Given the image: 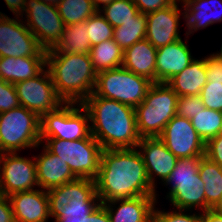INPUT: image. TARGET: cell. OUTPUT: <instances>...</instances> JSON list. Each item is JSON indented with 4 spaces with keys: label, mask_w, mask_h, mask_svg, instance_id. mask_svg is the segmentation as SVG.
Wrapping results in <instances>:
<instances>
[{
    "label": "cell",
    "mask_w": 222,
    "mask_h": 222,
    "mask_svg": "<svg viewBox=\"0 0 222 222\" xmlns=\"http://www.w3.org/2000/svg\"><path fill=\"white\" fill-rule=\"evenodd\" d=\"M189 46L181 39L159 47L156 53V83H167L193 60Z\"/></svg>",
    "instance_id": "cell-18"
},
{
    "label": "cell",
    "mask_w": 222,
    "mask_h": 222,
    "mask_svg": "<svg viewBox=\"0 0 222 222\" xmlns=\"http://www.w3.org/2000/svg\"><path fill=\"white\" fill-rule=\"evenodd\" d=\"M20 106L14 84L0 79V113Z\"/></svg>",
    "instance_id": "cell-38"
},
{
    "label": "cell",
    "mask_w": 222,
    "mask_h": 222,
    "mask_svg": "<svg viewBox=\"0 0 222 222\" xmlns=\"http://www.w3.org/2000/svg\"><path fill=\"white\" fill-rule=\"evenodd\" d=\"M157 49L145 38L124 50L122 66L156 83Z\"/></svg>",
    "instance_id": "cell-22"
},
{
    "label": "cell",
    "mask_w": 222,
    "mask_h": 222,
    "mask_svg": "<svg viewBox=\"0 0 222 222\" xmlns=\"http://www.w3.org/2000/svg\"><path fill=\"white\" fill-rule=\"evenodd\" d=\"M201 222H222V215L214 211L206 210L201 213Z\"/></svg>",
    "instance_id": "cell-45"
},
{
    "label": "cell",
    "mask_w": 222,
    "mask_h": 222,
    "mask_svg": "<svg viewBox=\"0 0 222 222\" xmlns=\"http://www.w3.org/2000/svg\"><path fill=\"white\" fill-rule=\"evenodd\" d=\"M202 157L180 158L163 184L170 185L167 198L175 209L188 213L193 209L205 211V184L199 174Z\"/></svg>",
    "instance_id": "cell-5"
},
{
    "label": "cell",
    "mask_w": 222,
    "mask_h": 222,
    "mask_svg": "<svg viewBox=\"0 0 222 222\" xmlns=\"http://www.w3.org/2000/svg\"><path fill=\"white\" fill-rule=\"evenodd\" d=\"M9 10L15 17H23V12L26 7V0H4Z\"/></svg>",
    "instance_id": "cell-44"
},
{
    "label": "cell",
    "mask_w": 222,
    "mask_h": 222,
    "mask_svg": "<svg viewBox=\"0 0 222 222\" xmlns=\"http://www.w3.org/2000/svg\"><path fill=\"white\" fill-rule=\"evenodd\" d=\"M178 5L174 2L166 8L146 14L145 38L156 49L181 39L178 28L180 16H184V13Z\"/></svg>",
    "instance_id": "cell-15"
},
{
    "label": "cell",
    "mask_w": 222,
    "mask_h": 222,
    "mask_svg": "<svg viewBox=\"0 0 222 222\" xmlns=\"http://www.w3.org/2000/svg\"><path fill=\"white\" fill-rule=\"evenodd\" d=\"M99 12L104 14L103 17L111 26L117 27L134 19L139 10L133 0H114Z\"/></svg>",
    "instance_id": "cell-33"
},
{
    "label": "cell",
    "mask_w": 222,
    "mask_h": 222,
    "mask_svg": "<svg viewBox=\"0 0 222 222\" xmlns=\"http://www.w3.org/2000/svg\"><path fill=\"white\" fill-rule=\"evenodd\" d=\"M139 12L147 14L172 5L174 0H133Z\"/></svg>",
    "instance_id": "cell-41"
},
{
    "label": "cell",
    "mask_w": 222,
    "mask_h": 222,
    "mask_svg": "<svg viewBox=\"0 0 222 222\" xmlns=\"http://www.w3.org/2000/svg\"><path fill=\"white\" fill-rule=\"evenodd\" d=\"M220 134H222V123H221V127H220Z\"/></svg>",
    "instance_id": "cell-52"
},
{
    "label": "cell",
    "mask_w": 222,
    "mask_h": 222,
    "mask_svg": "<svg viewBox=\"0 0 222 222\" xmlns=\"http://www.w3.org/2000/svg\"><path fill=\"white\" fill-rule=\"evenodd\" d=\"M89 122V114L81 104L62 103L41 117L40 138L66 141L88 138L91 135Z\"/></svg>",
    "instance_id": "cell-9"
},
{
    "label": "cell",
    "mask_w": 222,
    "mask_h": 222,
    "mask_svg": "<svg viewBox=\"0 0 222 222\" xmlns=\"http://www.w3.org/2000/svg\"><path fill=\"white\" fill-rule=\"evenodd\" d=\"M204 109L200 95L178 97L176 115L179 117L191 119Z\"/></svg>",
    "instance_id": "cell-37"
},
{
    "label": "cell",
    "mask_w": 222,
    "mask_h": 222,
    "mask_svg": "<svg viewBox=\"0 0 222 222\" xmlns=\"http://www.w3.org/2000/svg\"><path fill=\"white\" fill-rule=\"evenodd\" d=\"M179 211V212H178ZM187 210L175 209L173 211L159 210L154 206L152 213V222H201V212L196 214H187Z\"/></svg>",
    "instance_id": "cell-35"
},
{
    "label": "cell",
    "mask_w": 222,
    "mask_h": 222,
    "mask_svg": "<svg viewBox=\"0 0 222 222\" xmlns=\"http://www.w3.org/2000/svg\"><path fill=\"white\" fill-rule=\"evenodd\" d=\"M186 1H187V0H178V2H181V3H182V2L184 3V2H186Z\"/></svg>",
    "instance_id": "cell-51"
},
{
    "label": "cell",
    "mask_w": 222,
    "mask_h": 222,
    "mask_svg": "<svg viewBox=\"0 0 222 222\" xmlns=\"http://www.w3.org/2000/svg\"><path fill=\"white\" fill-rule=\"evenodd\" d=\"M205 156L222 168V134H218L206 142Z\"/></svg>",
    "instance_id": "cell-39"
},
{
    "label": "cell",
    "mask_w": 222,
    "mask_h": 222,
    "mask_svg": "<svg viewBox=\"0 0 222 222\" xmlns=\"http://www.w3.org/2000/svg\"><path fill=\"white\" fill-rule=\"evenodd\" d=\"M199 174L205 184V211L210 210L222 195V168L203 156L199 164Z\"/></svg>",
    "instance_id": "cell-27"
},
{
    "label": "cell",
    "mask_w": 222,
    "mask_h": 222,
    "mask_svg": "<svg viewBox=\"0 0 222 222\" xmlns=\"http://www.w3.org/2000/svg\"><path fill=\"white\" fill-rule=\"evenodd\" d=\"M137 130L141 138L159 137L176 111H160L151 105L139 104L134 108Z\"/></svg>",
    "instance_id": "cell-25"
},
{
    "label": "cell",
    "mask_w": 222,
    "mask_h": 222,
    "mask_svg": "<svg viewBox=\"0 0 222 222\" xmlns=\"http://www.w3.org/2000/svg\"><path fill=\"white\" fill-rule=\"evenodd\" d=\"M136 148L142 155L149 182L155 189L154 177L158 176L164 183L175 168L178 158L168 150L159 137L141 138Z\"/></svg>",
    "instance_id": "cell-16"
},
{
    "label": "cell",
    "mask_w": 222,
    "mask_h": 222,
    "mask_svg": "<svg viewBox=\"0 0 222 222\" xmlns=\"http://www.w3.org/2000/svg\"><path fill=\"white\" fill-rule=\"evenodd\" d=\"M9 197L16 222H47L50 217L46 190L34 189L14 193Z\"/></svg>",
    "instance_id": "cell-17"
},
{
    "label": "cell",
    "mask_w": 222,
    "mask_h": 222,
    "mask_svg": "<svg viewBox=\"0 0 222 222\" xmlns=\"http://www.w3.org/2000/svg\"><path fill=\"white\" fill-rule=\"evenodd\" d=\"M211 210L217 214L222 215V195L217 203L211 208Z\"/></svg>",
    "instance_id": "cell-47"
},
{
    "label": "cell",
    "mask_w": 222,
    "mask_h": 222,
    "mask_svg": "<svg viewBox=\"0 0 222 222\" xmlns=\"http://www.w3.org/2000/svg\"><path fill=\"white\" fill-rule=\"evenodd\" d=\"M190 121L198 135L206 143L210 138L220 134L222 112L205 108Z\"/></svg>",
    "instance_id": "cell-32"
},
{
    "label": "cell",
    "mask_w": 222,
    "mask_h": 222,
    "mask_svg": "<svg viewBox=\"0 0 222 222\" xmlns=\"http://www.w3.org/2000/svg\"><path fill=\"white\" fill-rule=\"evenodd\" d=\"M42 148L41 155L34 156L39 188L47 191L77 179L66 162L45 146Z\"/></svg>",
    "instance_id": "cell-20"
},
{
    "label": "cell",
    "mask_w": 222,
    "mask_h": 222,
    "mask_svg": "<svg viewBox=\"0 0 222 222\" xmlns=\"http://www.w3.org/2000/svg\"><path fill=\"white\" fill-rule=\"evenodd\" d=\"M213 55L216 56L220 61H222V44H221L220 52L213 53Z\"/></svg>",
    "instance_id": "cell-49"
},
{
    "label": "cell",
    "mask_w": 222,
    "mask_h": 222,
    "mask_svg": "<svg viewBox=\"0 0 222 222\" xmlns=\"http://www.w3.org/2000/svg\"><path fill=\"white\" fill-rule=\"evenodd\" d=\"M207 83L205 57L195 59L179 74L172 77L168 84L178 96L200 95Z\"/></svg>",
    "instance_id": "cell-24"
},
{
    "label": "cell",
    "mask_w": 222,
    "mask_h": 222,
    "mask_svg": "<svg viewBox=\"0 0 222 222\" xmlns=\"http://www.w3.org/2000/svg\"><path fill=\"white\" fill-rule=\"evenodd\" d=\"M94 180L101 203L146 195H155L156 200L158 197L137 148L103 149Z\"/></svg>",
    "instance_id": "cell-1"
},
{
    "label": "cell",
    "mask_w": 222,
    "mask_h": 222,
    "mask_svg": "<svg viewBox=\"0 0 222 222\" xmlns=\"http://www.w3.org/2000/svg\"><path fill=\"white\" fill-rule=\"evenodd\" d=\"M31 159L21 157L17 152L0 154V192L3 195L8 197L39 187L34 155Z\"/></svg>",
    "instance_id": "cell-13"
},
{
    "label": "cell",
    "mask_w": 222,
    "mask_h": 222,
    "mask_svg": "<svg viewBox=\"0 0 222 222\" xmlns=\"http://www.w3.org/2000/svg\"><path fill=\"white\" fill-rule=\"evenodd\" d=\"M57 8L65 26L85 22L97 12L92 0H61Z\"/></svg>",
    "instance_id": "cell-30"
},
{
    "label": "cell",
    "mask_w": 222,
    "mask_h": 222,
    "mask_svg": "<svg viewBox=\"0 0 222 222\" xmlns=\"http://www.w3.org/2000/svg\"><path fill=\"white\" fill-rule=\"evenodd\" d=\"M207 82H222V61L213 54L205 57Z\"/></svg>",
    "instance_id": "cell-40"
},
{
    "label": "cell",
    "mask_w": 222,
    "mask_h": 222,
    "mask_svg": "<svg viewBox=\"0 0 222 222\" xmlns=\"http://www.w3.org/2000/svg\"><path fill=\"white\" fill-rule=\"evenodd\" d=\"M39 1L57 5L61 0H39Z\"/></svg>",
    "instance_id": "cell-48"
},
{
    "label": "cell",
    "mask_w": 222,
    "mask_h": 222,
    "mask_svg": "<svg viewBox=\"0 0 222 222\" xmlns=\"http://www.w3.org/2000/svg\"><path fill=\"white\" fill-rule=\"evenodd\" d=\"M14 18L3 15L0 19V57L46 56L47 51L23 24V19Z\"/></svg>",
    "instance_id": "cell-12"
},
{
    "label": "cell",
    "mask_w": 222,
    "mask_h": 222,
    "mask_svg": "<svg viewBox=\"0 0 222 222\" xmlns=\"http://www.w3.org/2000/svg\"><path fill=\"white\" fill-rule=\"evenodd\" d=\"M89 54L96 73L117 68L123 64L124 51L113 38L92 46Z\"/></svg>",
    "instance_id": "cell-28"
},
{
    "label": "cell",
    "mask_w": 222,
    "mask_h": 222,
    "mask_svg": "<svg viewBox=\"0 0 222 222\" xmlns=\"http://www.w3.org/2000/svg\"><path fill=\"white\" fill-rule=\"evenodd\" d=\"M168 150L178 159L205 156V142L190 119L175 115L159 136Z\"/></svg>",
    "instance_id": "cell-14"
},
{
    "label": "cell",
    "mask_w": 222,
    "mask_h": 222,
    "mask_svg": "<svg viewBox=\"0 0 222 222\" xmlns=\"http://www.w3.org/2000/svg\"><path fill=\"white\" fill-rule=\"evenodd\" d=\"M112 1H114V0H92V3H93V6L95 7V9L97 11H99V10H101V8L108 5ZM101 4H102V7H101Z\"/></svg>",
    "instance_id": "cell-46"
},
{
    "label": "cell",
    "mask_w": 222,
    "mask_h": 222,
    "mask_svg": "<svg viewBox=\"0 0 222 222\" xmlns=\"http://www.w3.org/2000/svg\"><path fill=\"white\" fill-rule=\"evenodd\" d=\"M147 19L146 14L139 12L134 19L114 27L113 39L123 49L131 47L134 43L145 39Z\"/></svg>",
    "instance_id": "cell-29"
},
{
    "label": "cell",
    "mask_w": 222,
    "mask_h": 222,
    "mask_svg": "<svg viewBox=\"0 0 222 222\" xmlns=\"http://www.w3.org/2000/svg\"><path fill=\"white\" fill-rule=\"evenodd\" d=\"M3 15L5 16V13L0 12V19Z\"/></svg>",
    "instance_id": "cell-50"
},
{
    "label": "cell",
    "mask_w": 222,
    "mask_h": 222,
    "mask_svg": "<svg viewBox=\"0 0 222 222\" xmlns=\"http://www.w3.org/2000/svg\"><path fill=\"white\" fill-rule=\"evenodd\" d=\"M84 222H111L109 214L101 203L86 219Z\"/></svg>",
    "instance_id": "cell-43"
},
{
    "label": "cell",
    "mask_w": 222,
    "mask_h": 222,
    "mask_svg": "<svg viewBox=\"0 0 222 222\" xmlns=\"http://www.w3.org/2000/svg\"><path fill=\"white\" fill-rule=\"evenodd\" d=\"M156 203L155 195H146L114 199L104 202L103 205L111 222H152V213ZM115 205H118V207Z\"/></svg>",
    "instance_id": "cell-19"
},
{
    "label": "cell",
    "mask_w": 222,
    "mask_h": 222,
    "mask_svg": "<svg viewBox=\"0 0 222 222\" xmlns=\"http://www.w3.org/2000/svg\"><path fill=\"white\" fill-rule=\"evenodd\" d=\"M51 153L66 162L77 178L94 180L99 171L103 148L100 143L90 135L88 138L66 141L55 138H40Z\"/></svg>",
    "instance_id": "cell-7"
},
{
    "label": "cell",
    "mask_w": 222,
    "mask_h": 222,
    "mask_svg": "<svg viewBox=\"0 0 222 222\" xmlns=\"http://www.w3.org/2000/svg\"><path fill=\"white\" fill-rule=\"evenodd\" d=\"M20 106L36 113L40 118L64 103L56 94L47 68L34 78L14 84Z\"/></svg>",
    "instance_id": "cell-11"
},
{
    "label": "cell",
    "mask_w": 222,
    "mask_h": 222,
    "mask_svg": "<svg viewBox=\"0 0 222 222\" xmlns=\"http://www.w3.org/2000/svg\"><path fill=\"white\" fill-rule=\"evenodd\" d=\"M54 222H84L100 204L95 180L77 178L47 190Z\"/></svg>",
    "instance_id": "cell-4"
},
{
    "label": "cell",
    "mask_w": 222,
    "mask_h": 222,
    "mask_svg": "<svg viewBox=\"0 0 222 222\" xmlns=\"http://www.w3.org/2000/svg\"><path fill=\"white\" fill-rule=\"evenodd\" d=\"M87 32V20L78 24L67 25L65 26L60 42L55 48L47 52L89 54L92 46Z\"/></svg>",
    "instance_id": "cell-26"
},
{
    "label": "cell",
    "mask_w": 222,
    "mask_h": 222,
    "mask_svg": "<svg viewBox=\"0 0 222 222\" xmlns=\"http://www.w3.org/2000/svg\"><path fill=\"white\" fill-rule=\"evenodd\" d=\"M178 95L166 83H153L142 101L160 111H176Z\"/></svg>",
    "instance_id": "cell-31"
},
{
    "label": "cell",
    "mask_w": 222,
    "mask_h": 222,
    "mask_svg": "<svg viewBox=\"0 0 222 222\" xmlns=\"http://www.w3.org/2000/svg\"><path fill=\"white\" fill-rule=\"evenodd\" d=\"M200 96L205 108L222 112V82H207Z\"/></svg>",
    "instance_id": "cell-36"
},
{
    "label": "cell",
    "mask_w": 222,
    "mask_h": 222,
    "mask_svg": "<svg viewBox=\"0 0 222 222\" xmlns=\"http://www.w3.org/2000/svg\"><path fill=\"white\" fill-rule=\"evenodd\" d=\"M87 30L91 46L112 39L114 34V27L106 21L103 14L99 11L95 12L87 20Z\"/></svg>",
    "instance_id": "cell-34"
},
{
    "label": "cell",
    "mask_w": 222,
    "mask_h": 222,
    "mask_svg": "<svg viewBox=\"0 0 222 222\" xmlns=\"http://www.w3.org/2000/svg\"><path fill=\"white\" fill-rule=\"evenodd\" d=\"M81 105L90 118L91 135L103 149L136 148L141 137L132 106L92 93Z\"/></svg>",
    "instance_id": "cell-2"
},
{
    "label": "cell",
    "mask_w": 222,
    "mask_h": 222,
    "mask_svg": "<svg viewBox=\"0 0 222 222\" xmlns=\"http://www.w3.org/2000/svg\"><path fill=\"white\" fill-rule=\"evenodd\" d=\"M0 222H16L9 197L0 194Z\"/></svg>",
    "instance_id": "cell-42"
},
{
    "label": "cell",
    "mask_w": 222,
    "mask_h": 222,
    "mask_svg": "<svg viewBox=\"0 0 222 222\" xmlns=\"http://www.w3.org/2000/svg\"><path fill=\"white\" fill-rule=\"evenodd\" d=\"M152 84L148 78L120 66L97 73L93 93L135 108L142 103Z\"/></svg>",
    "instance_id": "cell-8"
},
{
    "label": "cell",
    "mask_w": 222,
    "mask_h": 222,
    "mask_svg": "<svg viewBox=\"0 0 222 222\" xmlns=\"http://www.w3.org/2000/svg\"><path fill=\"white\" fill-rule=\"evenodd\" d=\"M40 126L41 118L23 106L0 113V154L40 147Z\"/></svg>",
    "instance_id": "cell-6"
},
{
    "label": "cell",
    "mask_w": 222,
    "mask_h": 222,
    "mask_svg": "<svg viewBox=\"0 0 222 222\" xmlns=\"http://www.w3.org/2000/svg\"><path fill=\"white\" fill-rule=\"evenodd\" d=\"M182 5L188 30L186 37L197 30L222 22V0H187Z\"/></svg>",
    "instance_id": "cell-21"
},
{
    "label": "cell",
    "mask_w": 222,
    "mask_h": 222,
    "mask_svg": "<svg viewBox=\"0 0 222 222\" xmlns=\"http://www.w3.org/2000/svg\"><path fill=\"white\" fill-rule=\"evenodd\" d=\"M23 15L27 18H24V24L37 38L40 46L46 51L55 48L65 29L57 5L39 0H26Z\"/></svg>",
    "instance_id": "cell-10"
},
{
    "label": "cell",
    "mask_w": 222,
    "mask_h": 222,
    "mask_svg": "<svg viewBox=\"0 0 222 222\" xmlns=\"http://www.w3.org/2000/svg\"><path fill=\"white\" fill-rule=\"evenodd\" d=\"M46 68L56 94L64 103L81 104L93 93L97 73L90 54L46 52Z\"/></svg>",
    "instance_id": "cell-3"
},
{
    "label": "cell",
    "mask_w": 222,
    "mask_h": 222,
    "mask_svg": "<svg viewBox=\"0 0 222 222\" xmlns=\"http://www.w3.org/2000/svg\"><path fill=\"white\" fill-rule=\"evenodd\" d=\"M46 68V56L0 57V79L12 84L39 75Z\"/></svg>",
    "instance_id": "cell-23"
}]
</instances>
